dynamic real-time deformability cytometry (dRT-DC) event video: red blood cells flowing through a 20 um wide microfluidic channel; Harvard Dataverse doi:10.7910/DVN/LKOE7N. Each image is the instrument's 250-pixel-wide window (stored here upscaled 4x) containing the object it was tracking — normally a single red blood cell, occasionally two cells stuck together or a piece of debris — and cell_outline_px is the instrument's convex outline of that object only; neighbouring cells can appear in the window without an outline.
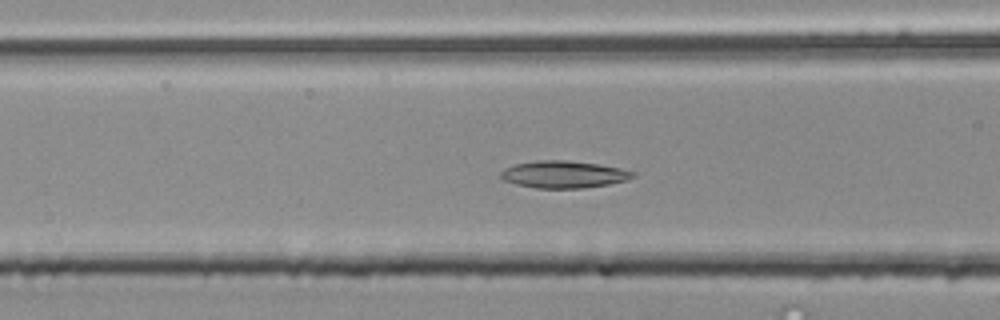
{"species": "common noctule bat (a hibernating species)", "species_latin": "Nyctalus noctula", "temperature_condition": "room temperature", "stored_images_in_passage": 40, "camera_frame_rate_fps": 3000, "um_per_image_px": 0.085, "animal": {"sex": "male", "body_mass_g": 20.4}, "frame": {"image": 1, "passage_image": 11, "time_ms": 3.333, "image_size_px": [1000, 320], "cell_outline_px": [[636, 176], [628, 180], [608, 184], [584, 188], [536, 188], [516, 184], [504, 180], [500, 176], [500, 172], [504, 168], [516, 164], [540, 160], [564, 160], [596, 164], [620, 168], [636, 172]], "centroid_in_image_um": [47.93, 14.83], "position_along_channel_um": 118.7, "area_um2": 20.81}}
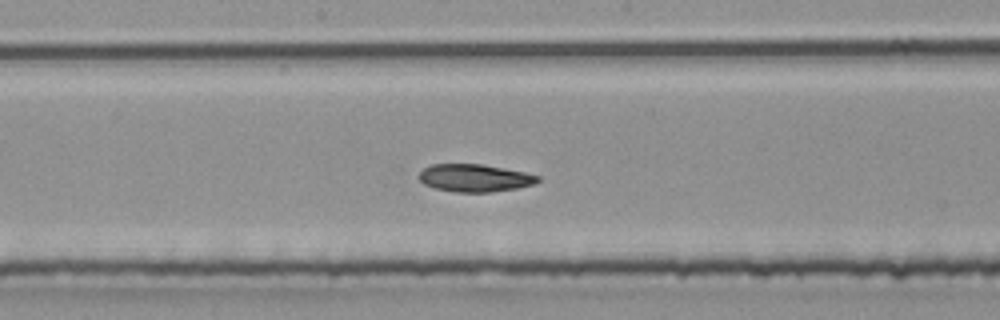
{"frame": {"image": 2, "passage_image": 18, "time_ms": 5.667, "image_size_px": [1000, 320], "cell_outline_px": [[540, 180], [536, 184], [516, 188], [492, 192], [456, 192], [436, 188], [424, 184], [416, 176], [424, 168], [432, 164], [480, 164], [524, 172], [540, 176]], "centroid_in_image_um": [40.34, 15.13], "position_along_channel_um": 207.9, "area_um2": 19.07}}
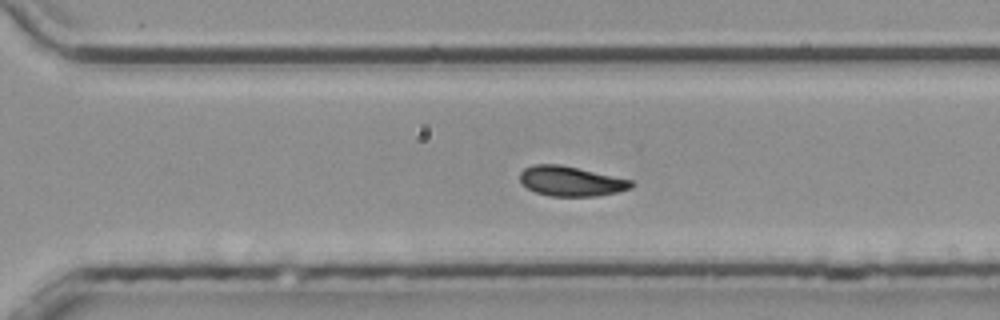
{"frame": {"image": 3, "passage_image": 27, "time_ms": 8.667, "image_size_px": [1000, 320], "cell_outline_px": [[636, 184], [632, 188], [620, 192], [596, 196], [552, 196], [536, 192], [528, 188], [520, 180], [520, 172], [524, 168], [532, 164], [560, 164], [632, 180]], "centroid_in_image_um": [48.56, 15.4], "position_along_channel_um": 322.0, "area_um2": 19.42}, "authors_computed_cell_mechanics": {"area_um2": 19.4208, "velocity_mm_per_s": 3.8121, "shape_relaxation_time_tau1_ms": null, "shape_relaxation_time_tau2_ms": 6.0199, "deformation_change_tau1": null, "deformation_change_tau2": 0.1137}}